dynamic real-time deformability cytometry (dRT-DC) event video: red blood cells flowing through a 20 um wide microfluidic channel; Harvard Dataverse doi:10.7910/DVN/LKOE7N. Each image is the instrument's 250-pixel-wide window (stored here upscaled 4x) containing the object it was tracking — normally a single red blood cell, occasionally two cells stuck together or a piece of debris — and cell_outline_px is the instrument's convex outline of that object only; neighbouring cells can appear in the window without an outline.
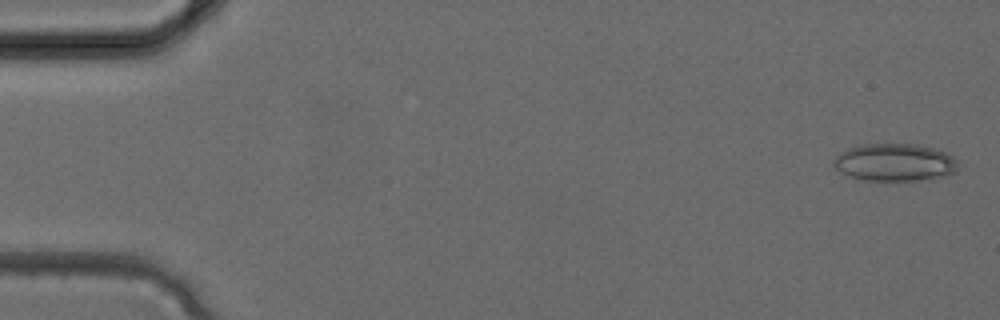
{"species": "common noctule bat (a hibernating species)", "species_latin": "Nyctalus noctula", "temperature_condition": "cold", "stored_images_in_passage": 4, "camera_frame_rate_fps": 3000, "um_per_image_px": 0.085, "animal": {"sex": "female", "body_mass_g": 24.6, "forearm_length_mm": 56.2}, "frame": {"image": 1, "passage_image": 1, "time_ms": 0.0, "image_size_px": [1000, 320], "cell_outline_px": [[956, 172], [916, 180], [864, 180], [852, 176], [836, 168], [832, 164], [832, 160], [840, 152], [848, 148], [864, 144], [912, 144], [936, 148], [952, 156], [956, 160]], "centroid_in_image_um": [76.01, 13.78], "position_along_channel_um": 9.0, "area_um2": 26.65}}